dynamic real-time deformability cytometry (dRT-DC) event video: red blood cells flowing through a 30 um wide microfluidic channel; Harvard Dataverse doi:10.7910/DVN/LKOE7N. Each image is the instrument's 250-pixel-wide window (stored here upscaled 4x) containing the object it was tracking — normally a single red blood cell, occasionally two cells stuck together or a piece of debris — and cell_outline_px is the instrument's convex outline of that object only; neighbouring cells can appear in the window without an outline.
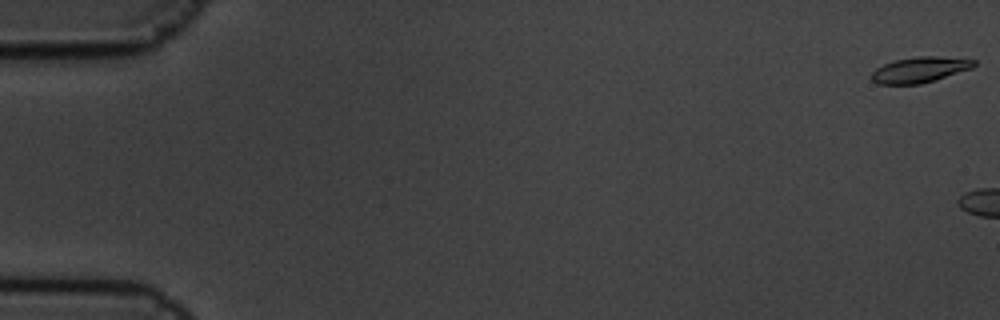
{"species": "common noctule bat (a hibernating species)", "species_latin": "Nyctalus noctula", "temperature_condition": "cold", "stored_images_in_passage": 2, "camera_frame_rate_fps": 3000, "um_per_image_px": 0.085, "animal": {"sex": "male", "body_mass_g": 19.5, "forearm_length_mm": 54.6}, "frame": {"image": 1, "passage_image": 1, "time_ms": 0.0, "image_size_px": [1000, 320], "cell_outline_px": [[976, 64], [972, 68], [936, 80], [920, 84], [880, 84], [872, 80], [872, 72], [876, 68], [884, 64], [896, 60], [920, 56], [936, 56], [976, 60]], "centroid_in_image_um": [78.2, 5.93], "position_along_channel_um": 6.8, "area_um2": 15.14}}